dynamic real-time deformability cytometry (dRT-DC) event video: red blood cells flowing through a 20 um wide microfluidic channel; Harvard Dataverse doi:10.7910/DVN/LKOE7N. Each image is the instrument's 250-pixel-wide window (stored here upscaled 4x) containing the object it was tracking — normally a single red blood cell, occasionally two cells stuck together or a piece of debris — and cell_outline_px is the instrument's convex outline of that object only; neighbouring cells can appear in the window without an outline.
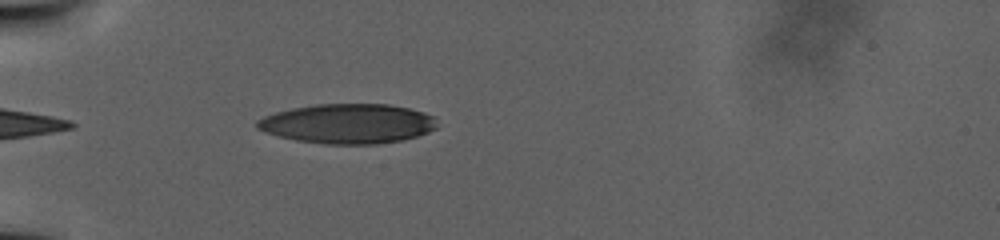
{"species": "human", "species_latin": "Homo sapiens", "temperature_condition": "warm", "stored_images_in_passage": 29, "camera_frame_rate_fps": 3000, "um_per_image_px": 0.085, "donor": {"sex": "male"}, "frame": {"image": 1, "passage_image": 1, "time_ms": 0.0, "image_size_px": [1000, 240], "cell_outline_px": [[436, 128], [428, 132], [416, 136], [400, 140], [376, 144], [324, 144], [296, 140], [280, 136], [256, 128], [256, 120], [264, 116], [276, 112], [292, 108], [316, 104], [388, 104], [408, 108], [424, 112], [432, 116]], "centroid_in_image_um": [29.54, 10.51], "position_along_channel_um": 55.5, "area_um2": 41.33}}
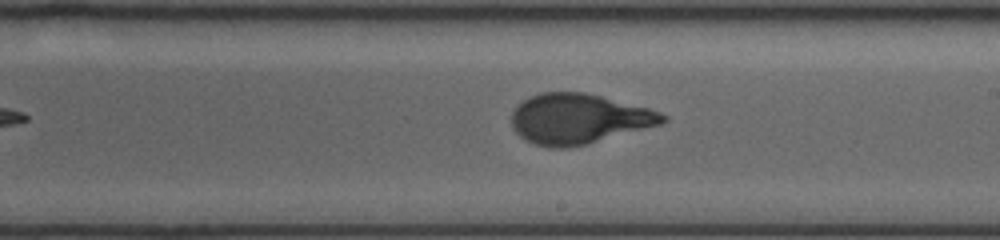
{"frame": {"image": 2, "passage_image": 13, "time_ms": 11.333, "image_size_px": [1000, 240], "cell_outline_px": [[668, 120], [660, 124], [584, 144], [564, 148], [548, 148], [524, 140], [512, 128], [512, 112], [528, 96], [540, 92], [584, 92], [648, 108], [660, 112], [668, 116]], "centroid_in_image_um": [49.15, 10.09], "position_along_channel_um": 239.9, "area_um2": 43.64}}
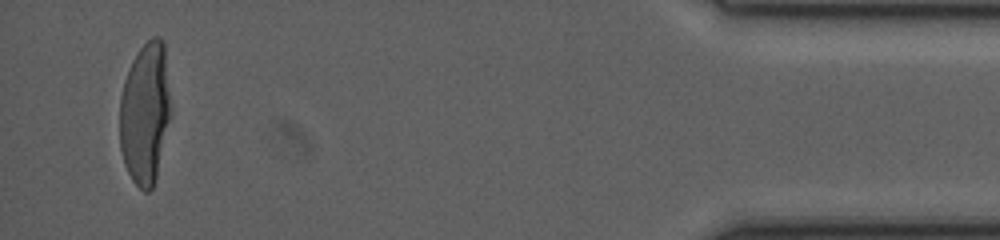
{"frame": {"image": 3, "passage_image": 28, "time_ms": 25.0, "image_size_px": [1000, 240], "cell_outline_px": [[168, 120], [156, 176], [152, 188], [148, 192], [144, 192], [132, 180], [124, 164], [120, 148], [120, 96], [124, 80], [132, 60], [140, 48], [152, 36], [160, 36], [164, 40], [168, 92]], "centroid_in_image_um": [12.29, 9.6], "position_along_channel_um": 422.9, "area_um2": 41.27}}